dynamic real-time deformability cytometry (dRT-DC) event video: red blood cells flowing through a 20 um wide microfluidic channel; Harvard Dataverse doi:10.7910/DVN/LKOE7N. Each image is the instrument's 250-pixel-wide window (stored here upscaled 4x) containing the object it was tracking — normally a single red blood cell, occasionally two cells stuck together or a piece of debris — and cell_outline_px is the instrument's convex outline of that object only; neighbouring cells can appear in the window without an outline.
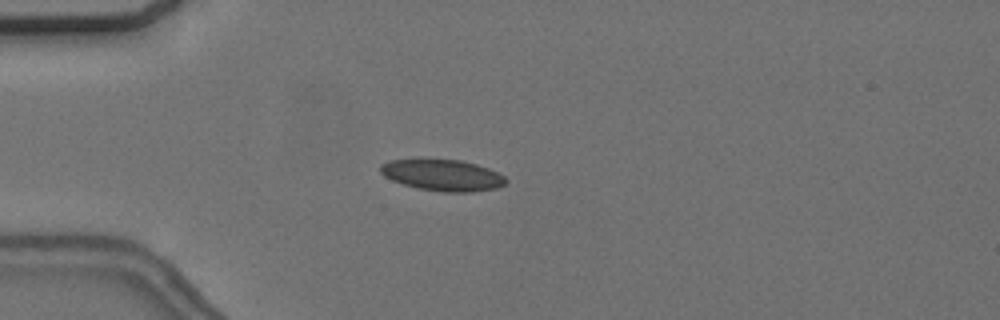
{"species": "common noctule bat (a hibernating species)", "species_latin": "Nyctalus noctula", "temperature_condition": "cold", "stored_images_in_passage": 56, "camera_frame_rate_fps": 3000, "um_per_image_px": 0.085, "animal": {"sex": "female", "body_mass_g": 24.6, "forearm_length_mm": 56.2}, "frame": {"image": 1, "passage_image": 15, "time_ms": 4.667, "image_size_px": [1000, 320], "cell_outline_px": [[508, 180], [504, 184], [496, 188], [472, 192], [440, 192], [420, 188], [404, 184], [392, 180], [384, 176], [380, 172], [380, 164], [392, 160], [460, 160], [476, 164], [488, 168], [504, 176]], "centroid_in_image_um": [37.63, 14.9], "position_along_channel_um": 47.4, "area_um2": 22.6}}
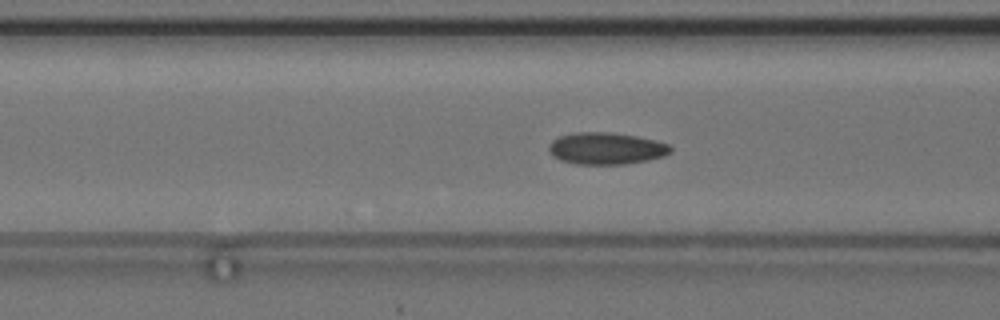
{"frame": {"image": 2, "passage_image": 22, "time_ms": 7.0, "image_size_px": [1000, 320], "cell_outline_px": [[672, 152], [664, 156], [648, 160], [624, 164], [576, 164], [560, 160], [552, 156], [548, 152], [548, 144], [552, 140], [560, 136], [576, 132], [612, 132], [636, 136], [656, 140], [668, 144], [672, 148]], "centroid_in_image_um": [51.51, 12.61], "position_along_channel_um": 115.1, "area_um2": 22.83}}
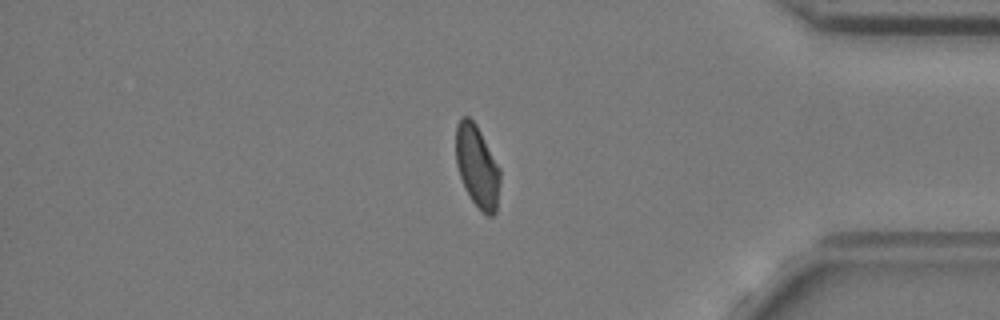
{"frame": {"image": 3, "passage_image": 47, "time_ms": 15.333, "image_size_px": [1000, 320], "cell_outline_px": [[500, 180], [496, 212], [492, 216], [488, 216], [480, 212], [472, 200], [460, 176], [456, 164], [456, 124], [460, 116], [468, 116], [476, 124], [500, 168]], "centroid_in_image_um": [40.56, 14.14], "position_along_channel_um": 394.6, "area_um2": 21.15}, "authors_computed_cell_mechanics": {"area_um2": 21.675, "velocity_mm_per_s": 3.6702, "shape_relaxation_time_tau1_ms": null, "shape_relaxation_time_tau2_ms": 1.8522, "deformation_change_tau1": null, "deformation_change_tau2": 0.0696}}